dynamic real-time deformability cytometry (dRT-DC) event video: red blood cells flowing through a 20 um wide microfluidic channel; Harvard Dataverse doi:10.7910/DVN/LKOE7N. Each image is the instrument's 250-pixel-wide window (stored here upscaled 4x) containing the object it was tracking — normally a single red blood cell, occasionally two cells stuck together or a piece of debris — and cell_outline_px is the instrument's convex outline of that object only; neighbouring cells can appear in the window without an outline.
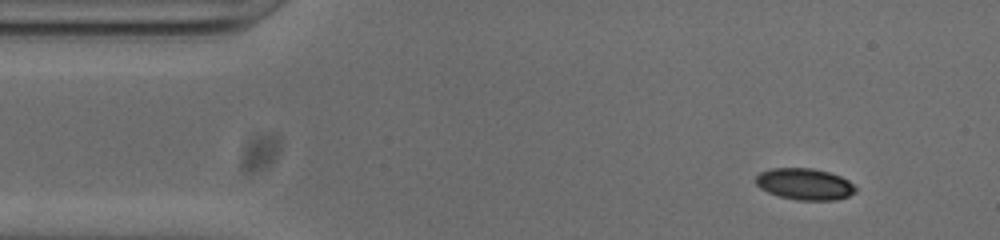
{"species": "common noctule bat (a hibernating species)", "species_latin": "Nyctalus noctula", "temperature_condition": "cold", "stored_images_in_passage": 49, "camera_frame_rate_fps": 3000, "um_per_image_px": 0.085, "animal": {"sex": "male", "body_mass_g": 20.0, "forearm_length_mm": 53.3}, "frame": {"image": 1, "passage_image": 1, "time_ms": 0.0, "image_size_px": [1000, 240], "cell_outline_px": [[856, 192], [848, 196], [836, 200], [796, 200], [780, 196], [768, 192], [760, 188], [756, 184], [756, 176], [760, 172], [772, 168], [812, 168], [828, 172], [840, 176], [848, 180], [856, 188]], "centroid_in_image_um": [68.39, 15.65], "position_along_channel_um": 16.6, "area_um2": 18.26}}
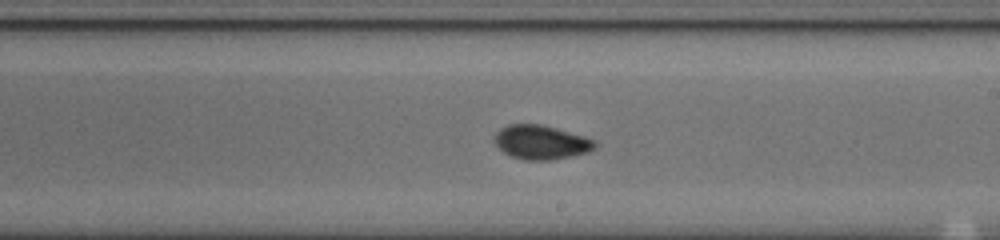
{"frame": {"image": 2, "passage_image": 25, "time_ms": 8.0, "image_size_px": [1000, 240], "cell_outline_px": [[600, 144], [596, 148], [588, 152], [572, 156], [548, 160], [524, 160], [512, 156], [504, 152], [496, 144], [496, 132], [500, 128], [508, 124], [540, 124], [556, 128], [584, 136], [596, 140]], "centroid_in_image_um": [46.05, 12.09], "position_along_channel_um": 243.0, "area_um2": 19.94}}
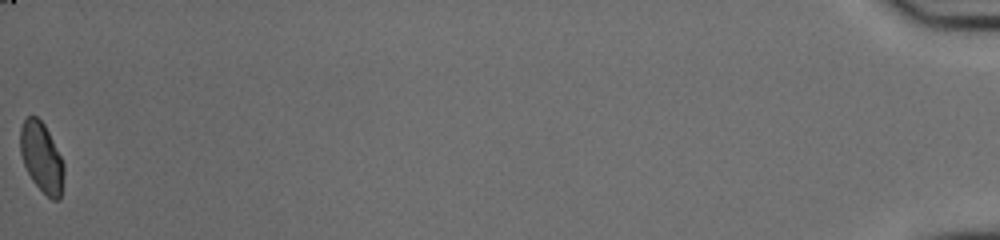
{"frame": {"image": 3, "passage_image": 49, "time_ms": 16.0, "image_size_px": [1000, 240], "cell_outline_px": [[64, 172], [60, 200], [52, 200], [32, 180], [24, 164], [20, 152], [20, 128], [24, 120], [28, 116], [36, 116], [44, 124], [64, 164]], "centroid_in_image_um": [3.53, 13.38], "position_along_channel_um": 431.7, "area_um2": 17.46}, "authors_computed_cell_mechanics": {"area_um2": 18.785, "velocity_mm_per_s": 3.7856, "shape_relaxation_time_tau1_ms": 7.043, "shape_relaxation_time_tau2_ms": 1.8309, "deformation_change_tau1": 0.1528, "deformation_change_tau2": 0.057}}